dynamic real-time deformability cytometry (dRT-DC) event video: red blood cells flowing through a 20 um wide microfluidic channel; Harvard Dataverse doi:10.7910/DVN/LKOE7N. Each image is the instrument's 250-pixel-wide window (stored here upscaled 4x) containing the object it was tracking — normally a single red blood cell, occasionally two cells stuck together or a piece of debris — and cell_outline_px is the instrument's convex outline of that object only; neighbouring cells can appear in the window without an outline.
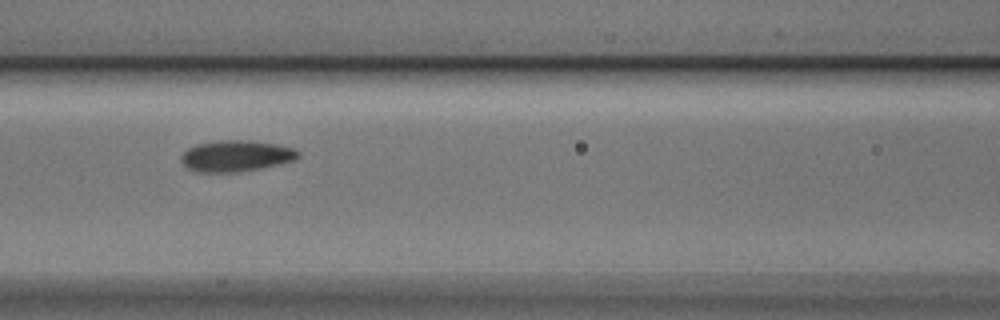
{"species": "Egyptian fruit bat (a non-hibernating species)", "species_latin": "Rousettus aegyptiacus", "temperature_condition": "cold", "stored_images_in_passage": 8, "camera_frame_rate_fps": 3000, "um_per_image_px": 0.085, "animal": {"sex": "male"}, "frame": {"image": 1, "passage_image": 4, "time_ms": 1.0, "image_size_px": [1000, 320], "cell_outline_px": [[300, 156], [296, 160], [260, 168], [236, 172], [196, 172], [188, 168], [180, 160], [180, 156], [188, 148], [196, 144], [220, 140], [248, 140], [276, 144], [292, 148], [300, 152]], "centroid_in_image_um": [20.05, 13.25], "position_along_channel_um": 146.5, "area_um2": 21.27}}
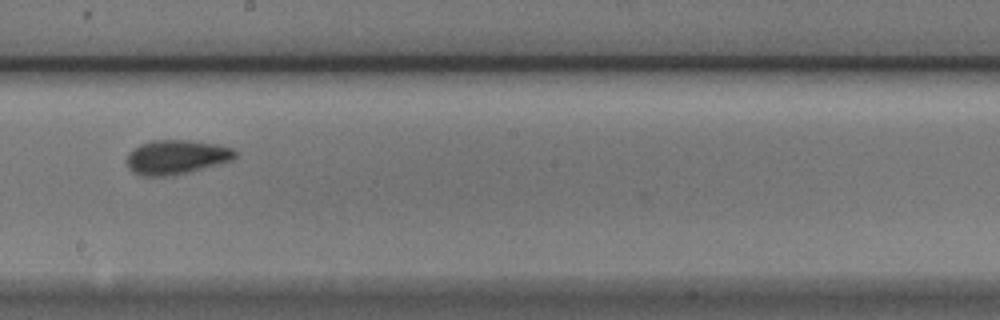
{"frame": {"image": 2, "passage_image": 6, "time_ms": 1.667, "image_size_px": [1000, 320], "cell_outline_px": [[236, 156], [232, 160], [168, 176], [144, 176], [132, 172], [128, 168], [124, 160], [128, 152], [132, 148], [140, 144], [152, 140], [192, 140], [216, 144], [232, 148], [236, 152]], "centroid_in_image_um": [14.9, 13.33], "position_along_channel_um": 233.3, "area_um2": 21.62}}
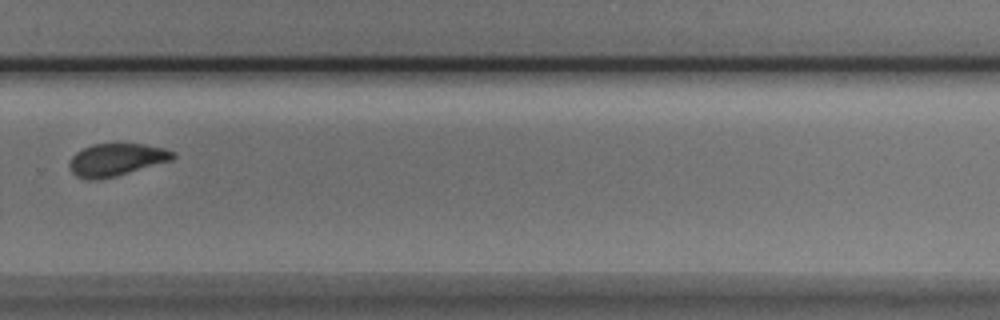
{"frame": {"image": 3, "passage_image": 8, "time_ms": 2.333, "image_size_px": [1000, 320], "cell_outline_px": [[176, 156], [172, 160], [116, 176], [96, 180], [88, 180], [76, 176], [68, 168], [68, 164], [72, 156], [76, 152], [92, 144], [144, 144], [164, 148], [176, 152]], "centroid_in_image_um": [9.88, 13.58], "position_along_channel_um": 319.9, "area_um2": 19.65}}